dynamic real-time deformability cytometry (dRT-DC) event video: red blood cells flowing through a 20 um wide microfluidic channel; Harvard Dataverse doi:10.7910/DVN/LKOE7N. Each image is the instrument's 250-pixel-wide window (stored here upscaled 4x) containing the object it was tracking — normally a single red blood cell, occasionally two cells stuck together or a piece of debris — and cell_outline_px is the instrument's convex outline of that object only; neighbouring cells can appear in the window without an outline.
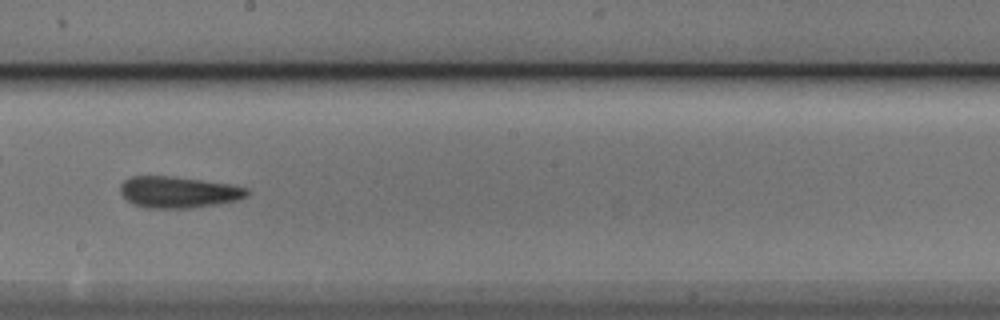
{"species": "Egyptian fruit bat (a non-hibernating species)", "species_latin": "Rousettus aegyptiacus", "temperature_condition": "cold", "stored_images_in_passage": 33, "camera_frame_rate_fps": 3000, "um_per_image_px": 0.085, "animal": {"sex": "male"}, "frame": {"image": 1, "passage_image": 23, "time_ms": 7.333, "image_size_px": [1000, 320], "cell_outline_px": [[252, 192], [248, 196], [236, 200], [216, 204], [192, 208], [144, 208], [132, 204], [120, 192], [120, 184], [124, 180], [132, 176], [172, 176], [232, 184], [248, 188]], "centroid_in_image_um": [15.18, 16.33], "position_along_channel_um": 233.0, "area_um2": 23.41}}